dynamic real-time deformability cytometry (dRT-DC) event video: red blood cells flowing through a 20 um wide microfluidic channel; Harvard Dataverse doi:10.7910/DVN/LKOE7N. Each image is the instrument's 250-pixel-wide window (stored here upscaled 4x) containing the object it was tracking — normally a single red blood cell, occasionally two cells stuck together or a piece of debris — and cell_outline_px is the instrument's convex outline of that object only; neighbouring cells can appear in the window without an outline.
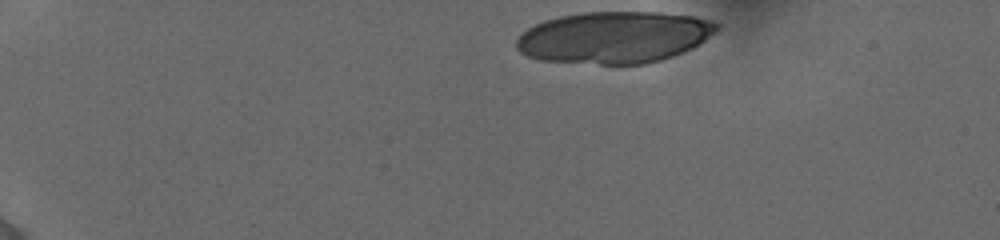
{"species": "human", "species_latin": "Homo sapiens", "temperature_condition": "cold", "stored_images_in_passage": 37, "segment_of_instrument_passage": [1, 2], "camera_frame_rate_fps": 3000, "um_per_image_px": 0.085, "donor": {"sex": "female"}, "frame": {"image": 1, "passage_image": 1, "time_ms": 0.0, "image_size_px": [1000, 240], "cell_outline_px": [[720, 28], [704, 40], [692, 48], [672, 56], [660, 60], [644, 64], [600, 64], [540, 60], [528, 56], [520, 52], [516, 48], [516, 40], [528, 28], [544, 20], [560, 16], [584, 12], [660, 12], [696, 16], [720, 24]], "centroid_in_image_um": [52.21, 3.16], "position_along_channel_um": 32.8, "area_um2": 60.34}}